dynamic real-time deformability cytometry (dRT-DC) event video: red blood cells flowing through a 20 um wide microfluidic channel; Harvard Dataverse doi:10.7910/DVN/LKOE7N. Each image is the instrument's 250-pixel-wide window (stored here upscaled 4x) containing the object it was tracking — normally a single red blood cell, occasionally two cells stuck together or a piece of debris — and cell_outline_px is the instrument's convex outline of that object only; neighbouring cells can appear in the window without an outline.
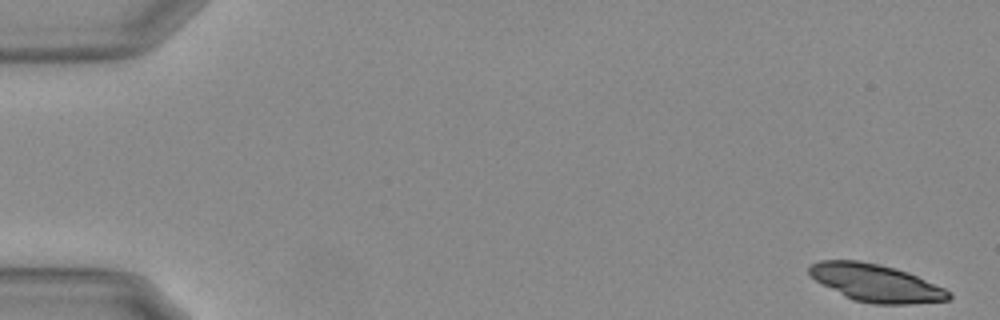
{"species": "Egyptian fruit bat (a non-hibernating species)", "species_latin": "Rousettus aegyptiacus", "temperature_condition": "warm", "stored_images_in_passage": 56, "camera_frame_rate_fps": 3000, "um_per_image_px": 0.085, "animal": {"sex": "female"}, "frame": {"image": 1, "passage_image": 1, "time_ms": 0.0, "image_size_px": [1000, 320], "cell_outline_px": [[952, 296], [948, 300], [908, 304], [872, 304], [856, 300], [844, 296], [816, 280], [808, 272], [808, 268], [812, 264], [820, 260], [856, 260], [880, 264], [908, 272], [944, 288], [952, 292]], "centroid_in_image_um": [74.47, 24.05], "position_along_channel_um": 10.5, "area_um2": 30.23}}